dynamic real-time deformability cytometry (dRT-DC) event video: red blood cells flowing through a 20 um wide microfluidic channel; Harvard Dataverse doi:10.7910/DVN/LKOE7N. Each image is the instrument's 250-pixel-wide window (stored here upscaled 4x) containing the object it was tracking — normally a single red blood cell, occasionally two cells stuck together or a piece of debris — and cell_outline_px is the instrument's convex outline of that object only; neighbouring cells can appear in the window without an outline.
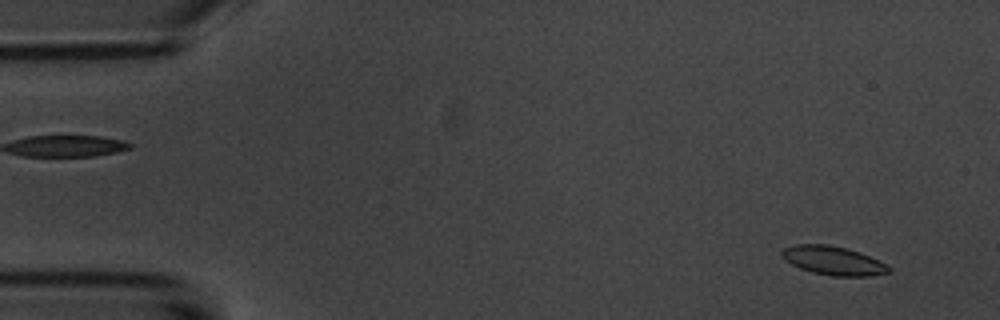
{"species": "common noctule bat (a hibernating species)", "species_latin": "Nyctalus noctula", "temperature_condition": "room temperature", "stored_images_in_passage": 6, "segment_of_instrument_passage": [2, 2], "camera_frame_rate_fps": 3000, "um_per_image_px": 0.085, "animal": {"sex": "male", "body_mass_g": 20.1, "forearm_length_mm": 53.5}, "frame": {"image": 1, "passage_image": 6, "time_ms": 5.667, "image_size_px": [1000, 320], "cell_outline_px": [[892, 268], [888, 272], [872, 276], [832, 276], [812, 272], [800, 268], [784, 260], [780, 256], [780, 252], [784, 248], [796, 244], [828, 244], [848, 248], [860, 252], [888, 264]], "centroid_in_image_um": [70.83, 22.14], "position_along_channel_um": 14.2, "area_um2": 18.15}}